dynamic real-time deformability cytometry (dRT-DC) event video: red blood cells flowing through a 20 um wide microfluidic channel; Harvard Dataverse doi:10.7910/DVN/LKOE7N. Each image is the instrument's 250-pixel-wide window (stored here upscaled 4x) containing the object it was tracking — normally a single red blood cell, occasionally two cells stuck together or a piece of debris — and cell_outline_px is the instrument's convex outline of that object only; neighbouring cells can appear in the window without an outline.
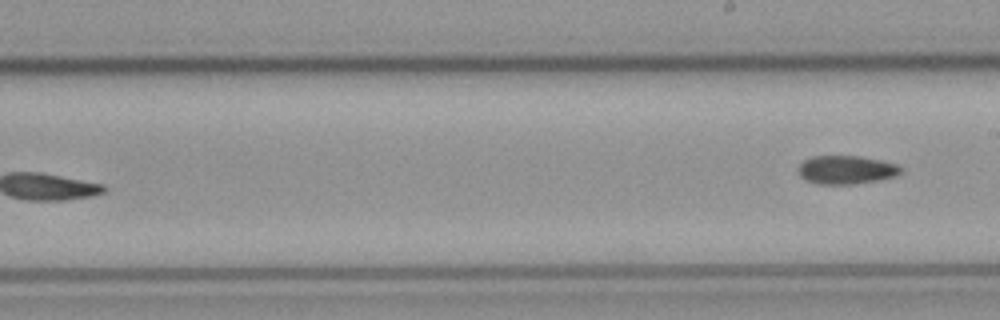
{"species": "common noctule bat (a hibernating species)", "species_latin": "Nyctalus noctula", "temperature_condition": "cold", "stored_images_in_passage": 8, "segment_of_instrument_passage": [2, 2], "camera_frame_rate_fps": 3000, "um_per_image_px": 0.085, "animal": {"sex": "male", "body_mass_g": 23.1, "forearm_length_mm": 52.7}, "frame": {"image": 1, "passage_image": 8, "time_ms": 9.333, "image_size_px": [1000, 320], "cell_outline_px": [[904, 168], [896, 176], [880, 180], [852, 184], [820, 184], [804, 180], [796, 172], [796, 168], [804, 160], [812, 156], [860, 156], [880, 160], [896, 164]], "centroid_in_image_um": [71.9, 14.43], "position_along_channel_um": 217.1, "area_um2": 17.22}}